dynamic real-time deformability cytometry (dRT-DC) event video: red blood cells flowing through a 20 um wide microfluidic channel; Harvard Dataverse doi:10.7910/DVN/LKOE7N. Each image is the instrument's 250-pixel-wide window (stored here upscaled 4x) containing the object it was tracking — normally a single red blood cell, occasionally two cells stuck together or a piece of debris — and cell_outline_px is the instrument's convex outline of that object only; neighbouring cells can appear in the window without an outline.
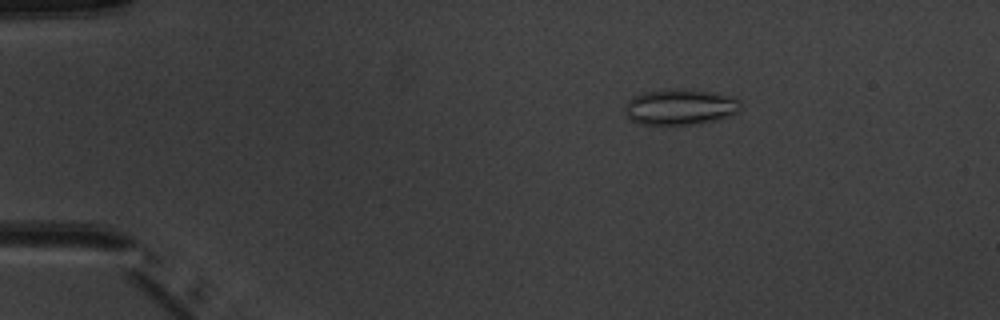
{"species": "common noctule bat (a hibernating species)", "species_latin": "Nyctalus noctula", "temperature_condition": "warm", "stored_images_in_passage": 4, "camera_frame_rate_fps": 3000, "um_per_image_px": 0.085, "animal": {"sex": "male", "body_mass_g": 20.1, "forearm_length_mm": 53.5}, "frame": {"image": 1, "passage_image": 2, "time_ms": 1.0, "image_size_px": [1000, 320], "cell_outline_px": [[740, 108], [732, 116], [716, 120], [696, 124], [640, 124], [632, 120], [628, 116], [624, 108], [628, 100], [632, 96], [644, 92], [688, 88], [712, 92], [732, 96], [740, 100]], "centroid_in_image_um": [57.84, 9.08], "position_along_channel_um": 27.2, "area_um2": 24.16}}